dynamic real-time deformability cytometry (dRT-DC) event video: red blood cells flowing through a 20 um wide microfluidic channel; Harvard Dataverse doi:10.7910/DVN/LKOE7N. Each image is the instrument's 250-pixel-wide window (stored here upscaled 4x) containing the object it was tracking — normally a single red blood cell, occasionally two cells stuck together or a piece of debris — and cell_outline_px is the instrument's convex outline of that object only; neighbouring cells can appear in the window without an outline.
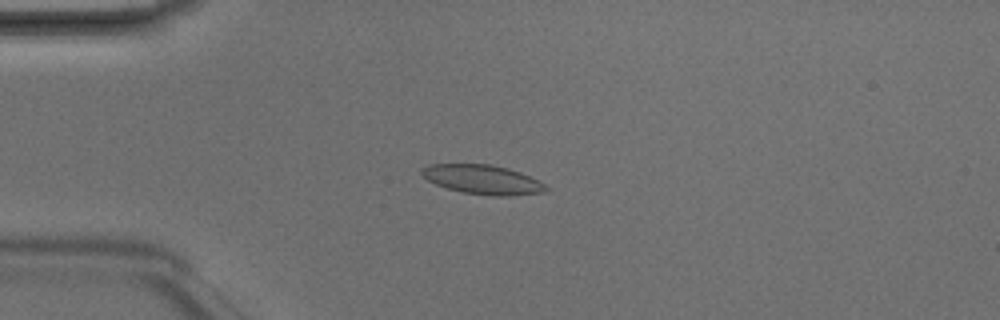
{"species": "Egyptian fruit bat (a non-hibernating species)", "species_latin": "Rousettus aegyptiacus", "temperature_condition": "room temperature", "stored_images_in_passage": 4, "camera_frame_rate_fps": 3000, "um_per_image_px": 0.085, "animal": {"sex": "male"}, "frame": {"image": 1, "passage_image": 4, "time_ms": 1.0, "image_size_px": [1000, 320], "cell_outline_px": [[548, 188], [544, 192], [512, 196], [492, 196], [464, 192], [448, 188], [436, 184], [428, 180], [420, 172], [420, 168], [428, 164], [492, 164], [508, 168], [520, 172], [544, 184]], "centroid_in_image_um": [41.0, 15.25], "position_along_channel_um": 44.0, "area_um2": 21.1}}